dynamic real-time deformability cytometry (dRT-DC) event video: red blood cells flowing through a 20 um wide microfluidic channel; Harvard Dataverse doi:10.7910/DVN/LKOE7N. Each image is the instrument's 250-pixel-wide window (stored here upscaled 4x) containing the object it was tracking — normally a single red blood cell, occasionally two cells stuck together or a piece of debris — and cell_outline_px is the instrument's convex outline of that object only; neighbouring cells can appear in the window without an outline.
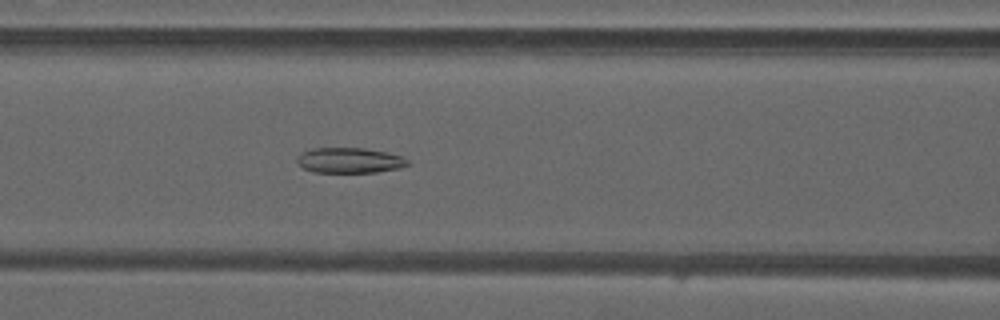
{"species": "common noctule bat (a hibernating species)", "species_latin": "Nyctalus noctula", "temperature_condition": "warm", "stored_images_in_passage": 49, "camera_frame_rate_fps": 3000, "um_per_image_px": 0.085, "animal": {"sex": "male", "forearm_length_mm": 52.5}, "frame": {"image": 1, "passage_image": 20, "time_ms": 6.333, "image_size_px": [1000, 320], "cell_outline_px": [[412, 164], [400, 168], [376, 172], [312, 172], [296, 164], [296, 156], [300, 152], [312, 148], [364, 148], [388, 152], [404, 156]], "centroid_in_image_um": [29.71, 13.62], "position_along_channel_um": 136.9, "area_um2": 16.7}}
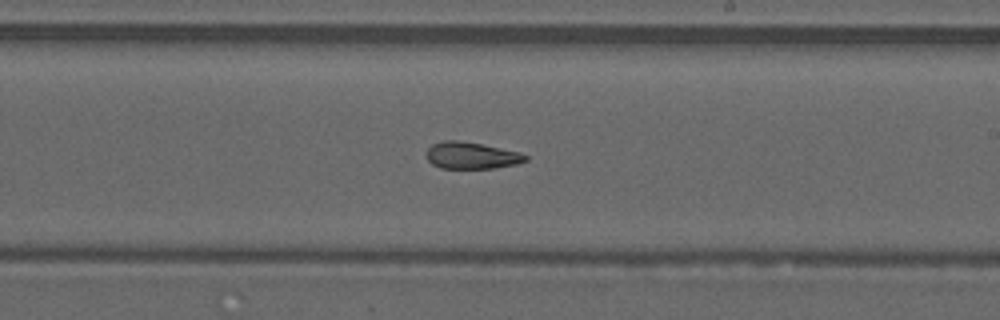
{"frame": {"image": 2, "passage_image": 28, "time_ms": 9.0, "image_size_px": [1000, 320], "cell_outline_px": [[528, 160], [516, 164], [496, 168], [440, 168], [432, 164], [428, 160], [424, 152], [432, 144], [444, 140], [456, 140], [480, 144], [520, 152], [528, 156]], "centroid_in_image_um": [40.05, 13.22], "position_along_channel_um": 249.0, "area_um2": 15.49}}
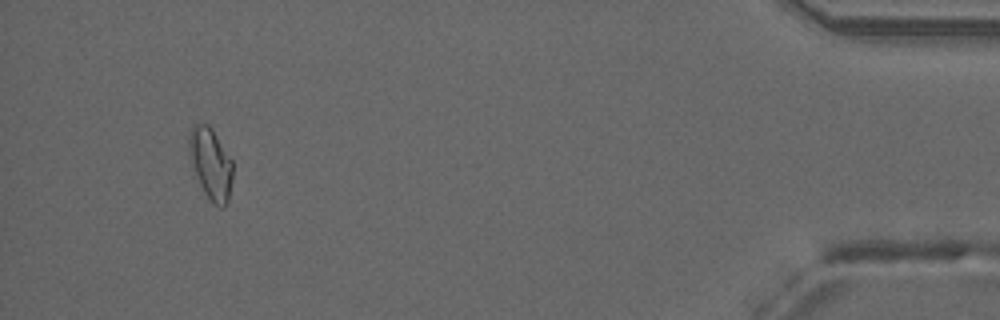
{"frame": {"image": 3, "passage_image": 45, "time_ms": 14.667, "image_size_px": [1000, 320], "cell_outline_px": [[232, 180], [228, 200], [224, 208], [220, 208], [212, 204], [204, 192], [200, 184], [192, 164], [188, 148], [188, 136], [192, 124], [208, 124], [212, 128], [232, 160]], "centroid_in_image_um": [17.91, 13.91], "position_along_channel_um": 417.3, "area_um2": 18.21}, "authors_computed_cell_mechanics": {"area_um2": 16.762, "velocity_mm_per_s": 4.2172, "shape_relaxation_time_tau1_ms": null, "shape_relaxation_time_tau2_ms": 3.2259, "deformation_change_tau1": null, "deformation_change_tau2": 0.1117}}